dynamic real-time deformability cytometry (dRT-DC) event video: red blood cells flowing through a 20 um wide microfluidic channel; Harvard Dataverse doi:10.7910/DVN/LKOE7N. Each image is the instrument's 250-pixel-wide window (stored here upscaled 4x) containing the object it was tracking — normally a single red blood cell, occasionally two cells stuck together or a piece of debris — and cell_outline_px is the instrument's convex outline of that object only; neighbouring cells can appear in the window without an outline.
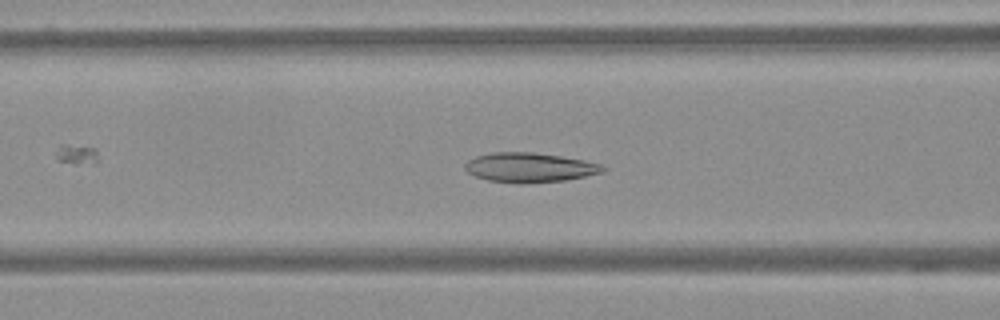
{"species": "Egyptian fruit bat (a non-hibernating species)", "species_latin": "Rousettus aegyptiacus", "temperature_condition": "warm", "stored_images_in_passage": 50, "camera_frame_rate_fps": 3000, "um_per_image_px": 0.085, "frame": {"image": 1, "passage_image": 25, "time_ms": 8.0, "image_size_px": [1000, 320], "cell_outline_px": [[608, 168], [604, 172], [564, 180], [488, 180], [476, 176], [468, 172], [464, 168], [464, 164], [468, 160], [476, 156], [492, 152], [532, 152], [560, 156], [584, 160], [600, 164]], "centroid_in_image_um": [45.03, 14.18], "position_along_channel_um": 121.6, "area_um2": 22.6}}
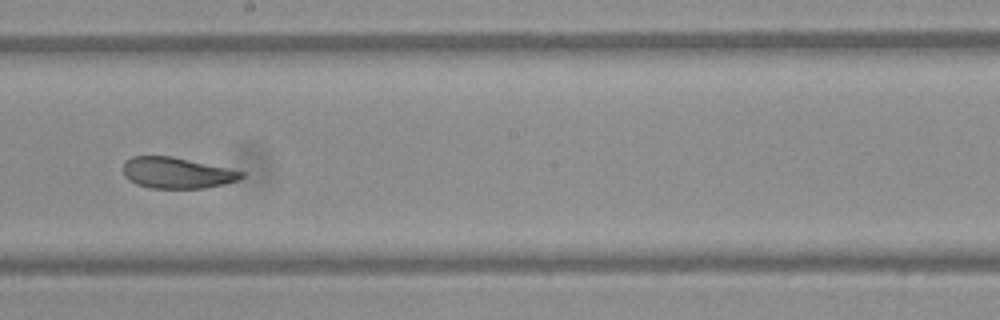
{"frame": {"image": 2, "passage_image": 35, "time_ms": 11.333, "image_size_px": [1000, 320], "cell_outline_px": [[244, 176], [240, 180], [224, 184], [204, 188], [152, 188], [136, 184], [128, 180], [124, 176], [124, 160], [132, 156], [172, 156], [228, 168], [244, 172]], "centroid_in_image_um": [15.03, 14.69], "position_along_channel_um": 233.2, "area_um2": 21.44}}
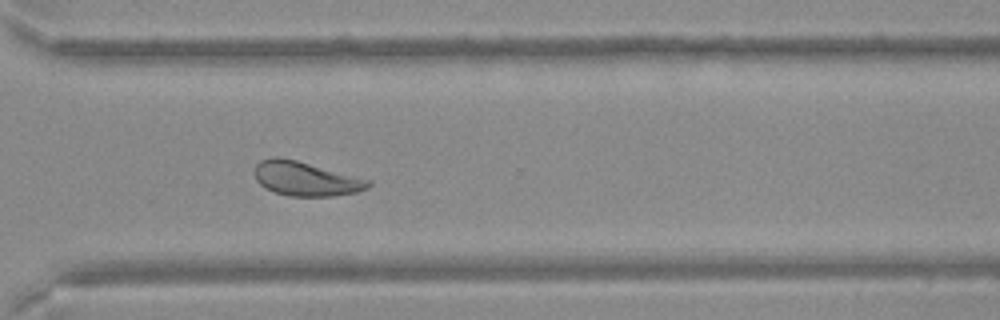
{"frame": {"image": 3, "passage_image": 45, "time_ms": 14.667, "image_size_px": [1000, 320], "cell_outline_px": [[372, 184], [368, 188], [356, 192], [332, 196], [288, 196], [264, 188], [256, 180], [256, 164], [260, 160], [272, 156], [276, 156], [296, 160], [372, 180]], "centroid_in_image_um": [26.0, 15.19], "position_along_channel_um": 344.6, "area_um2": 22.66}}